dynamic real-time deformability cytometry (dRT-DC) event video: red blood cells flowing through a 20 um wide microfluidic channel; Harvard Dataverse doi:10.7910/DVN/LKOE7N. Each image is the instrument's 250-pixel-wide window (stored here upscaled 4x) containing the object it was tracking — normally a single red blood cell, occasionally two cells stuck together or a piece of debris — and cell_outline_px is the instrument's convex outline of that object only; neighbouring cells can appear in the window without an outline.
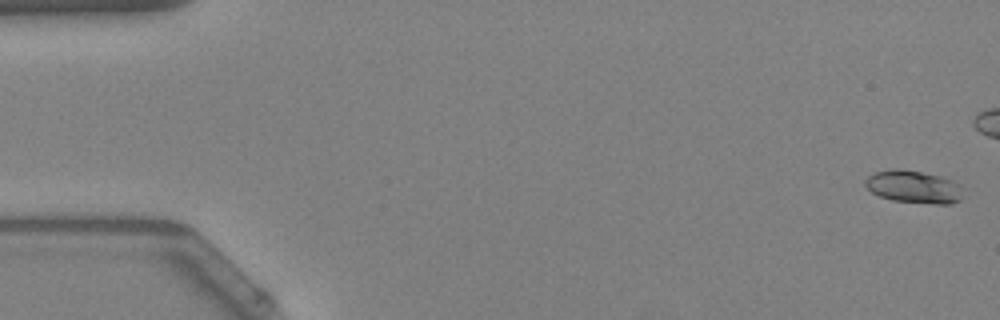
{"species": "Egyptian fruit bat (a non-hibernating species)", "species_latin": "Rousettus aegyptiacus", "temperature_condition": "warm", "stored_images_in_passage": 52, "camera_frame_rate_fps": 3000, "um_per_image_px": 0.085, "animal": {"sex": "female"}, "frame": {"image": 1, "passage_image": 1, "time_ms": 0.0, "image_size_px": [1000, 320], "cell_outline_px": [[960, 200], [952, 204], [936, 204], [892, 200], [880, 196], [872, 192], [864, 184], [864, 180], [868, 176], [876, 172], [892, 168], [900, 168], [940, 176], [952, 180], [960, 184]], "centroid_in_image_um": [77.64, 15.87], "position_along_channel_um": 7.4, "area_um2": 18.5}, "authors_computed_cell_mechanics": {"area_um2": 18.785, "velocity_mm_per_s": 4.0221, "shape_relaxation_time_tau1_ms": 4.8825, "shape_relaxation_time_tau2_ms": 2.0492, "deformation_change_tau1": 0.1659, "deformation_change_tau2": 0.0676}}